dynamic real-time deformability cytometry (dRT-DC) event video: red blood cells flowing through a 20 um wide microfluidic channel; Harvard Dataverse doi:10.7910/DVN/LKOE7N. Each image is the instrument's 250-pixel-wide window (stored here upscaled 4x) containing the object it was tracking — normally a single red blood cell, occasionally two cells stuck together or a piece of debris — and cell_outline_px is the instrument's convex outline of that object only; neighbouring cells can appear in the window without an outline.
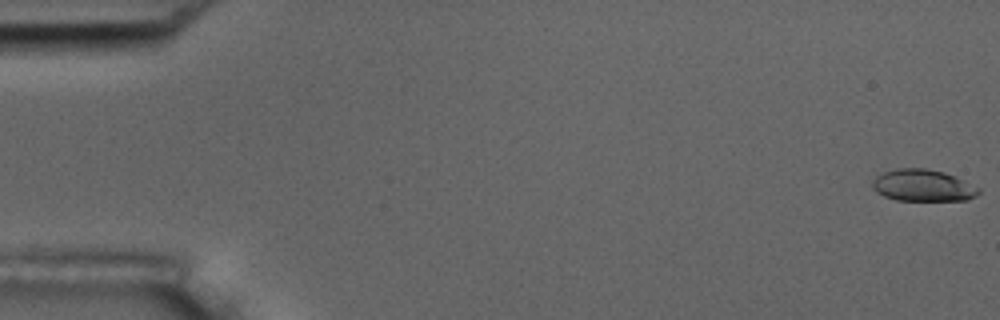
{"species": "common noctule bat (a hibernating species)", "species_latin": "Nyctalus noctula", "temperature_condition": "room temperature", "stored_images_in_passage": 56, "camera_frame_rate_fps": 3000, "um_per_image_px": 0.085, "animal": {"sex": "male", "body_mass_g": 17.5, "forearm_length_mm": 52.3}, "frame": {"image": 1, "passage_image": 1, "time_ms": 0.0, "image_size_px": [1000, 320], "cell_outline_px": [[980, 192], [976, 196], [968, 200], [896, 200], [884, 196], [876, 192], [872, 188], [872, 180], [876, 176], [884, 172], [896, 168], [924, 168], [944, 172], [956, 176], [980, 188]], "centroid_in_image_um": [78.45, 15.76], "position_along_channel_um": 6.6, "area_um2": 19.83}}
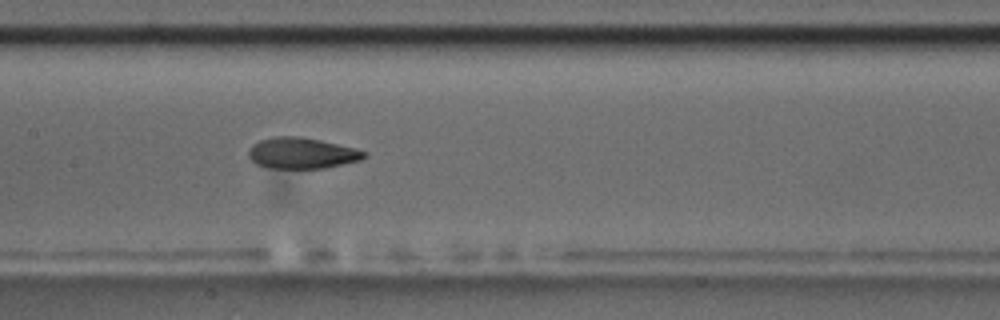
{"frame": {"image": 2, "passage_image": 28, "time_ms": 9.0, "image_size_px": [1000, 320], "cell_outline_px": [[368, 156], [360, 160], [324, 168], [268, 168], [256, 164], [248, 156], [248, 148], [252, 144], [260, 140], [276, 136], [300, 136], [320, 140], [368, 152]], "centroid_in_image_um": [25.62, 13.01], "position_along_channel_um": 181.8, "area_um2": 20.87}}
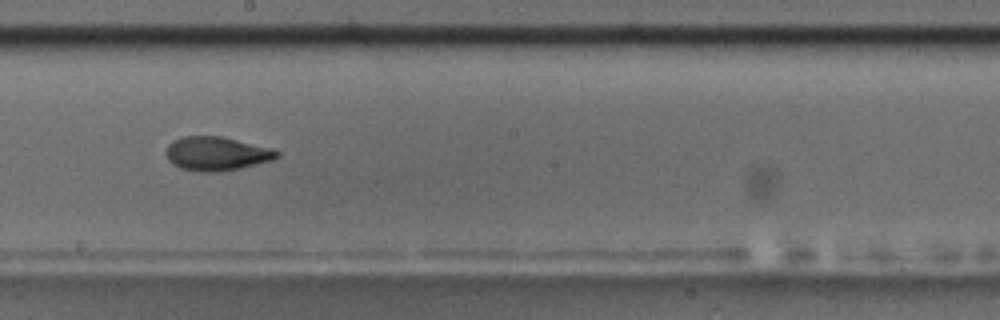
{"frame": {"image": 3, "passage_image": 32, "time_ms": 10.333, "image_size_px": [1000, 320], "cell_outline_px": [[280, 156], [272, 160], [240, 168], [220, 172], [200, 172], [180, 168], [172, 164], [168, 160], [168, 144], [172, 140], [180, 136], [220, 136], [272, 148], [280, 152]], "centroid_in_image_um": [18.41, 13.06], "position_along_channel_um": 229.8, "area_um2": 21.91}, "authors_computed_cell_mechanics": {"area_um2": 20.9814, "velocity_mm_per_s": 3.6215, "shape_relaxation_time_tau1_ms": 6.4263, "shape_relaxation_time_tau2_ms": 2.286, "deformation_change_tau1": 0.1747, "deformation_change_tau2": 0.0879}}